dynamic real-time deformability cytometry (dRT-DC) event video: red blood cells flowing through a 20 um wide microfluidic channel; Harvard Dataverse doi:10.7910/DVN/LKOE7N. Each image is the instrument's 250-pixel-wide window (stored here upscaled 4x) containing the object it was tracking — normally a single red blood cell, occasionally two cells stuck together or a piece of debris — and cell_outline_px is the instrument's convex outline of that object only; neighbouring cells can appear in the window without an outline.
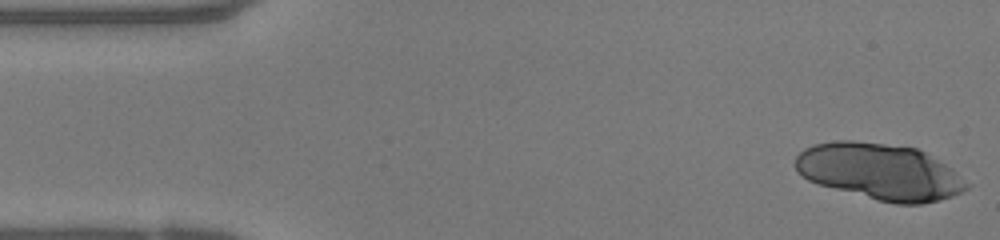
{"species": "human", "species_latin": "Homo sapiens", "temperature_condition": "warm", "stored_images_in_passage": 47, "segment_of_instrument_passage": [1, 2], "camera_frame_rate_fps": 3000, "um_per_image_px": 0.085, "donor": {"sex": "female"}, "frame": {"image": 1, "passage_image": 1, "time_ms": 0.0, "image_size_px": [1000, 240], "cell_outline_px": [[972, 184], [968, 188], [952, 196], [940, 200], [920, 204], [896, 204], [880, 200], [820, 184], [808, 180], [792, 164], [796, 156], [804, 148], [812, 144], [836, 140], [852, 140], [916, 148], [924, 152], [952, 168]], "centroid_in_image_um": [74.8, 14.58], "position_along_channel_um": 10.2, "area_um2": 55.83}}